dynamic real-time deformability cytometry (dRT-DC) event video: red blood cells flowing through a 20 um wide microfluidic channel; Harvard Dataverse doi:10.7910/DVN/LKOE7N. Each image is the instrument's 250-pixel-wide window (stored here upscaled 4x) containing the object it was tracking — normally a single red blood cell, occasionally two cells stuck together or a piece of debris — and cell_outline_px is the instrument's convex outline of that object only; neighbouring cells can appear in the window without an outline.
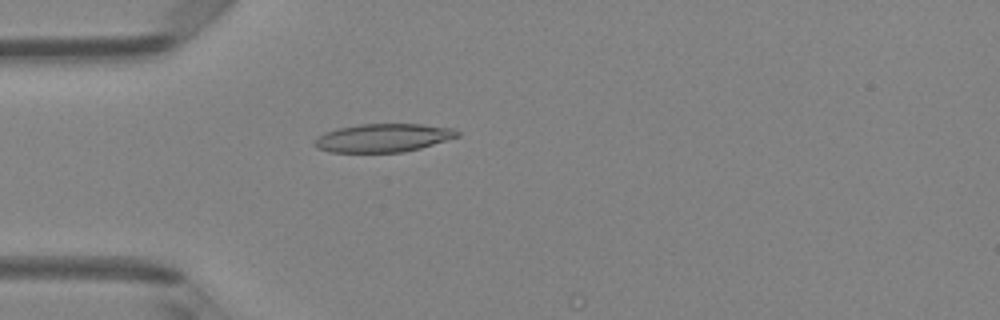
{"species": "Egyptian fruit bat (a non-hibernating species)", "species_latin": "Rousettus aegyptiacus", "temperature_condition": "room temperature", "stored_images_in_passage": 14, "camera_frame_rate_fps": 3000, "um_per_image_px": 0.085, "animal": {"sex": "female"}, "frame": {"image": 1, "passage_image": 13, "time_ms": 4.0, "image_size_px": [1000, 320], "cell_outline_px": [[460, 136], [420, 148], [404, 152], [332, 152], [316, 148], [312, 144], [312, 140], [324, 132], [336, 128], [360, 124], [420, 124], [452, 128], [460, 132]], "centroid_in_image_um": [32.52, 11.71], "position_along_channel_um": 52.5, "area_um2": 23.7}}